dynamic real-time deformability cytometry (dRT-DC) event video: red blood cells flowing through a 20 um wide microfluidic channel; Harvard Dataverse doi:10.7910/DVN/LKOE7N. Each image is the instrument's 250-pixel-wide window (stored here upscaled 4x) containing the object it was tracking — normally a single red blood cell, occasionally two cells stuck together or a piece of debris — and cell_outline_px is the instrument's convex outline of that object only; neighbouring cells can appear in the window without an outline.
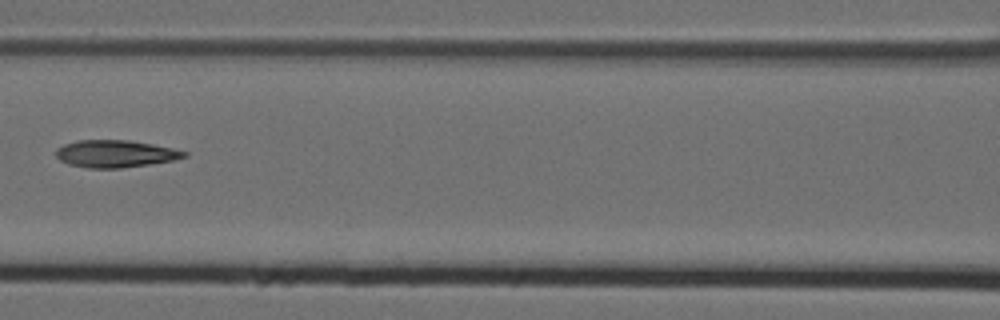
{"species": "Egyptian fruit bat (a non-hibernating species)", "species_latin": "Rousettus aegyptiacus", "temperature_condition": "cold", "stored_images_in_passage": 8, "camera_frame_rate_fps": 3000, "um_per_image_px": 0.085, "animal": {"sex": "female"}, "frame": {"image": 1, "passage_image": 8, "time_ms": 2.333, "image_size_px": [1000, 320], "cell_outline_px": [[188, 156], [172, 160], [148, 164], [120, 168], [88, 168], [68, 164], [60, 160], [56, 156], [56, 148], [64, 144], [76, 140], [128, 140], [152, 144], [172, 148], [188, 152]], "centroid_in_image_um": [9.77, 13.06], "position_along_channel_um": 156.8, "area_um2": 20.29}}